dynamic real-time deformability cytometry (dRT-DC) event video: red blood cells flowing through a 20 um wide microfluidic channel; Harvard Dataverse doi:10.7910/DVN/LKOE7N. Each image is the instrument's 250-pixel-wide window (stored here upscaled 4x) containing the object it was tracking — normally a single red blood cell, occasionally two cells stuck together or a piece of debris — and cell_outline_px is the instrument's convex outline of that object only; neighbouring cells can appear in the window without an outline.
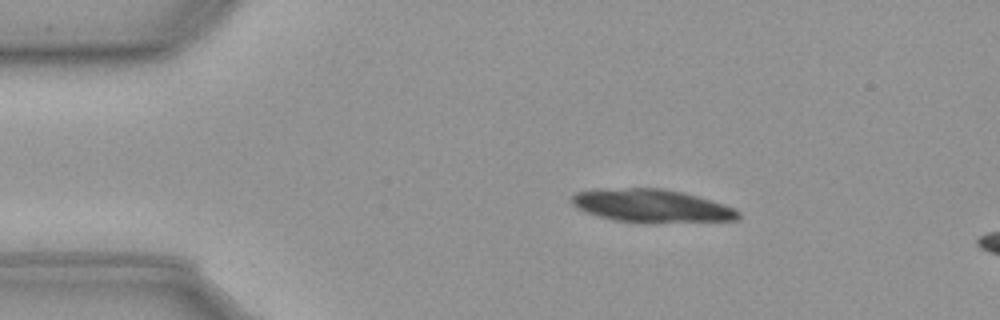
{"species": "common noctule bat (a hibernating species)", "species_latin": "Nyctalus noctula", "temperature_condition": "cold", "stored_images_in_passage": 11, "camera_frame_rate_fps": 3000, "um_per_image_px": 0.085, "animal": {"sex": "male", "body_mass_g": 23.1, "forearm_length_mm": 52.7}, "frame": {"image": 1, "passage_image": 2, "time_ms": 0.333, "image_size_px": [1000, 320], "cell_outline_px": [[740, 220], [616, 220], [596, 216], [584, 212], [576, 208], [572, 204], [572, 196], [576, 192], [628, 188], [660, 188], [680, 192], [696, 196], [724, 204], [740, 212]], "centroid_in_image_um": [55.34, 17.46], "position_along_channel_um": 29.7, "area_um2": 30.4}}